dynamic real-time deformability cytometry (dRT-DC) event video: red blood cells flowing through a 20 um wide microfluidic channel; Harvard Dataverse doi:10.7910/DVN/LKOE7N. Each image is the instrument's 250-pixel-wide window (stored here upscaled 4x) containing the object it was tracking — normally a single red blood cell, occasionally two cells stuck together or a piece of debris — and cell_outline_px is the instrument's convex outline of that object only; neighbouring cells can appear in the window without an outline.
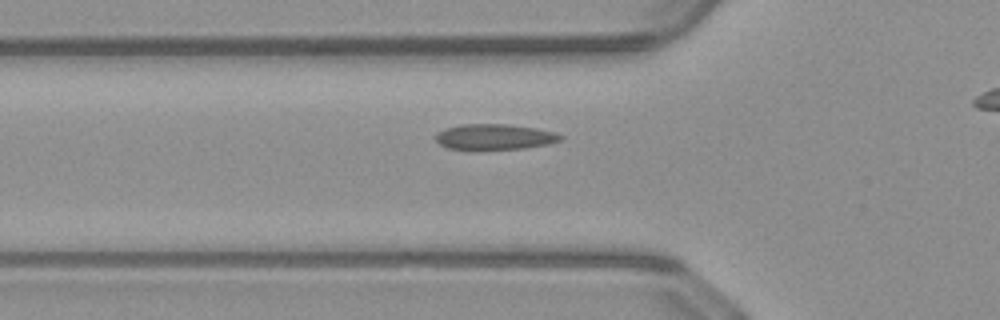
{"species": "common noctule bat (a hibernating species)", "species_latin": "Nyctalus noctula", "temperature_condition": "warm", "stored_images_in_passage": 39, "camera_frame_rate_fps": 3000, "um_per_image_px": 0.085, "animal": {"sex": "male", "body_mass_g": 23.1, "forearm_length_mm": 52.7}, "frame": {"image": 1, "passage_image": 13, "time_ms": 4.0, "image_size_px": [1000, 320], "cell_outline_px": [[564, 136], [560, 140], [548, 144], [524, 148], [480, 152], [472, 152], [448, 148], [440, 144], [436, 140], [436, 136], [440, 132], [448, 128], [460, 124], [508, 124], [536, 128], [556, 132]], "centroid_in_image_um": [42.04, 11.68], "position_along_channel_um": 83.8, "area_um2": 19.31}}
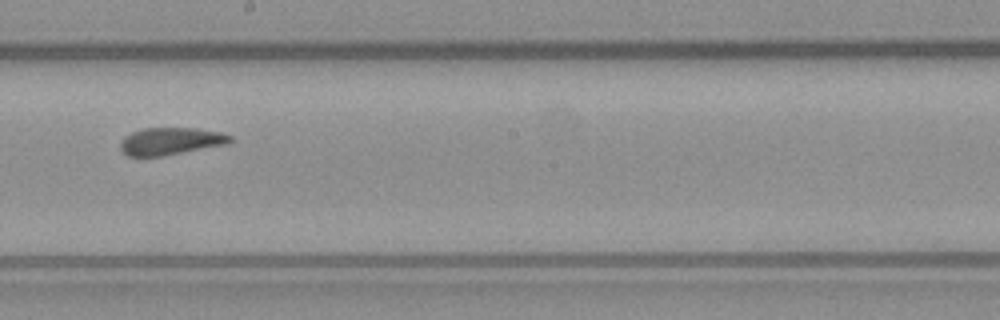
{"frame": {"image": 2, "passage_image": 24, "time_ms": 7.667, "image_size_px": [1000, 320], "cell_outline_px": [[232, 140], [228, 144], [164, 156], [128, 156], [120, 148], [120, 144], [124, 136], [132, 132], [144, 128], [196, 128], [220, 132], [232, 136]], "centroid_in_image_um": [14.52, 12.0], "position_along_channel_um": 233.7, "area_um2": 17.51}}
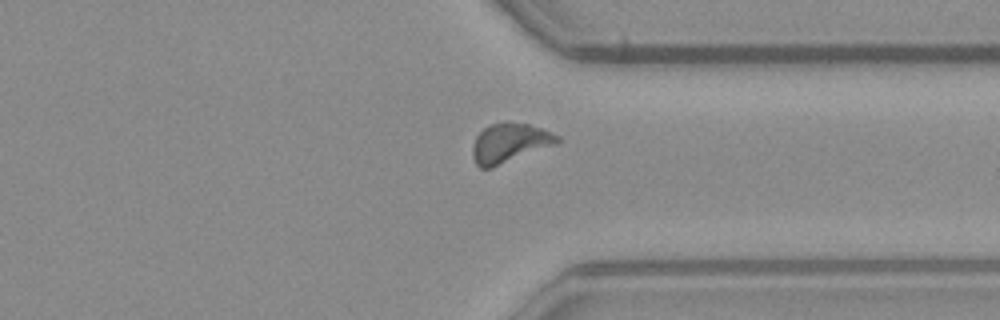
{"frame": {"image": 3, "passage_image": 34, "time_ms": 11.0, "image_size_px": [1000, 320], "cell_outline_px": [[560, 140], [556, 144], [492, 168], [480, 168], [476, 164], [472, 156], [472, 148], [476, 136], [484, 128], [492, 124], [528, 124], [540, 128], [560, 136]], "centroid_in_image_um": [43.3, 12.19], "position_along_channel_um": 368.1, "area_um2": 18.96}}